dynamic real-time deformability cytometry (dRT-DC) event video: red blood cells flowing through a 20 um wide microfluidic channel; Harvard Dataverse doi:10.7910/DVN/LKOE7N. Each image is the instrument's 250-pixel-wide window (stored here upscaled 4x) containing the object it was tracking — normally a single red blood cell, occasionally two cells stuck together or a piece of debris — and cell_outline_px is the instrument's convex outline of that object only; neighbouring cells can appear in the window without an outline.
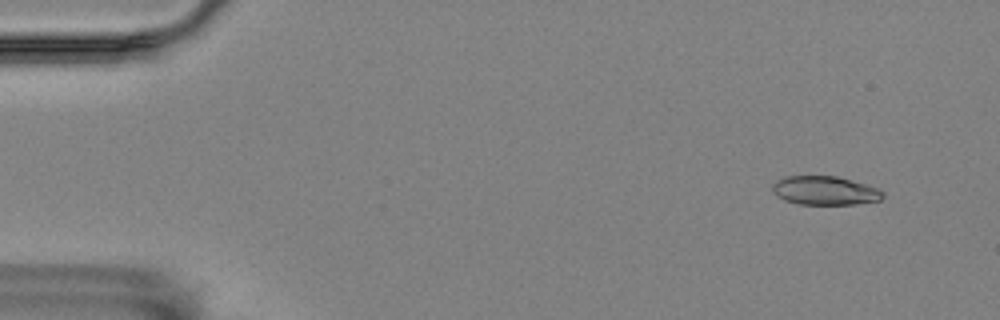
{"species": "Egyptian fruit bat (a non-hibernating species)", "species_latin": "Rousettus aegyptiacus", "temperature_condition": "room temperature", "stored_images_in_passage": 4, "camera_frame_rate_fps": 3000, "um_per_image_px": 0.085, "animal": {"sex": "female"}, "frame": {"image": 1, "passage_image": 1, "time_ms": 0.0, "image_size_px": [1000, 320], "cell_outline_px": [[884, 196], [880, 200], [856, 204], [800, 204], [784, 200], [776, 196], [772, 192], [772, 184], [776, 180], [784, 176], [836, 176], [880, 188], [884, 192]], "centroid_in_image_um": [70.1, 16.19], "position_along_channel_um": 14.9, "area_um2": 18.67}}